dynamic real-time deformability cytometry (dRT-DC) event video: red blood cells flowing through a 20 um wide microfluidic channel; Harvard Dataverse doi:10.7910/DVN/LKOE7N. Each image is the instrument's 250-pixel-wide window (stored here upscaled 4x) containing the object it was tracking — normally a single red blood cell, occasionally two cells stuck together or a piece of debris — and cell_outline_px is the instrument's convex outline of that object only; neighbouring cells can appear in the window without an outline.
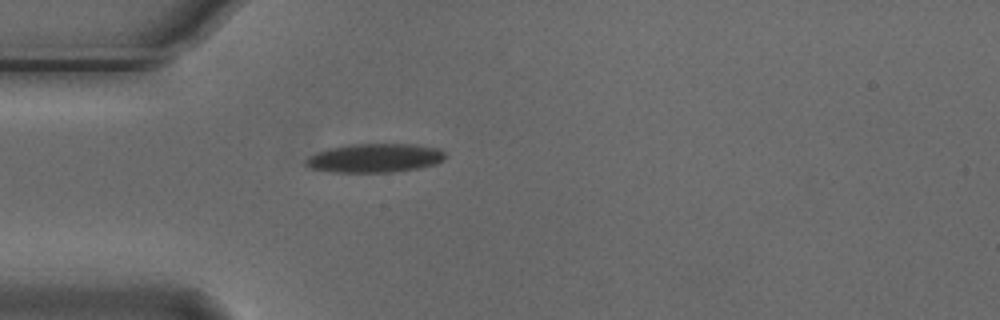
{"species": "Egyptian fruit bat (a non-hibernating species)", "species_latin": "Rousettus aegyptiacus", "temperature_condition": "cold", "stored_images_in_passage": 40, "camera_frame_rate_fps": 3000, "um_per_image_px": 0.085, "animal": {"sex": "male"}, "frame": {"image": 1, "passage_image": 1, "time_ms": 0.0, "image_size_px": [1000, 320], "cell_outline_px": [[448, 156], [444, 160], [436, 164], [420, 168], [392, 172], [332, 172], [312, 168], [304, 164], [304, 160], [316, 152], [328, 148], [348, 144], [416, 144], [440, 148]], "centroid_in_image_um": [31.9, 13.42], "position_along_channel_um": 53.1, "area_um2": 23.76}}
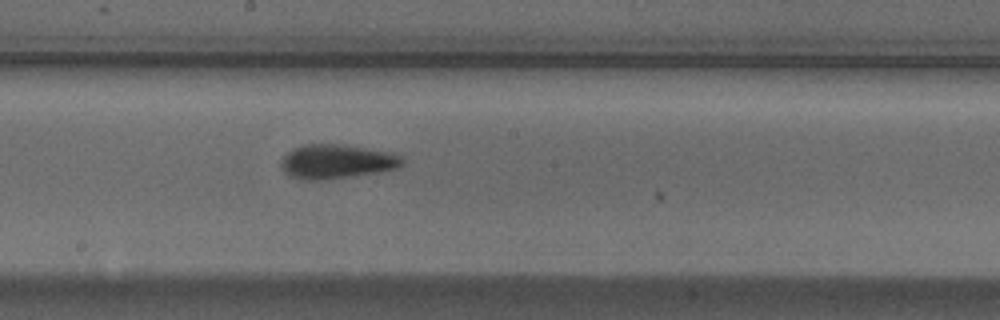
{"frame": {"image": 2, "passage_image": 15, "time_ms": 4.667, "image_size_px": [1000, 320], "cell_outline_px": [[404, 164], [396, 168], [380, 172], [324, 180], [300, 180], [288, 176], [280, 168], [280, 164], [284, 156], [292, 148], [304, 144], [336, 144], [392, 152], [400, 156], [404, 160]], "centroid_in_image_um": [28.58, 13.74], "position_along_channel_um": 219.6, "area_um2": 24.33}}
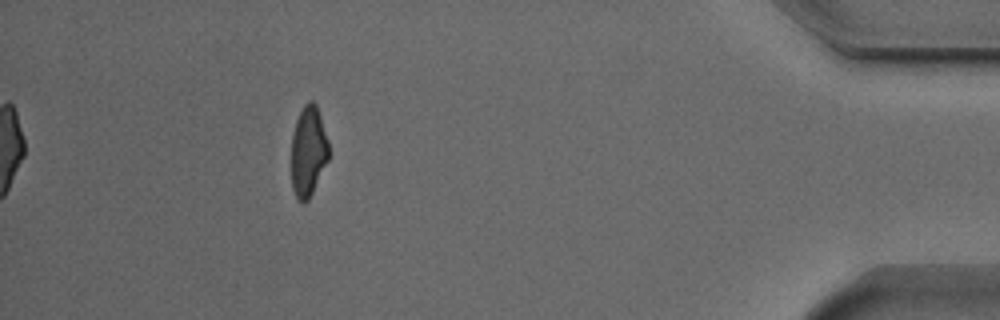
{"frame": {"image": 3, "passage_image": 35, "time_ms": 11.333, "image_size_px": [1000, 320], "cell_outline_px": [[328, 160], [308, 200], [304, 204], [300, 204], [296, 200], [292, 188], [292, 136], [296, 120], [304, 104], [308, 100], [312, 100], [316, 104], [328, 140]], "centroid_in_image_um": [26.19, 12.89], "position_along_channel_um": 409.0, "area_um2": 19.65}, "authors_computed_cell_mechanics": {"area_um2": 22.5131, "velocity_mm_per_s": 3.7248, "shape_relaxation_time_tau1_ms": 2.9839, "shape_relaxation_time_tau2_ms": 2.161, "deformation_change_tau1": 0.1207, "deformation_change_tau2": 0.0932}}